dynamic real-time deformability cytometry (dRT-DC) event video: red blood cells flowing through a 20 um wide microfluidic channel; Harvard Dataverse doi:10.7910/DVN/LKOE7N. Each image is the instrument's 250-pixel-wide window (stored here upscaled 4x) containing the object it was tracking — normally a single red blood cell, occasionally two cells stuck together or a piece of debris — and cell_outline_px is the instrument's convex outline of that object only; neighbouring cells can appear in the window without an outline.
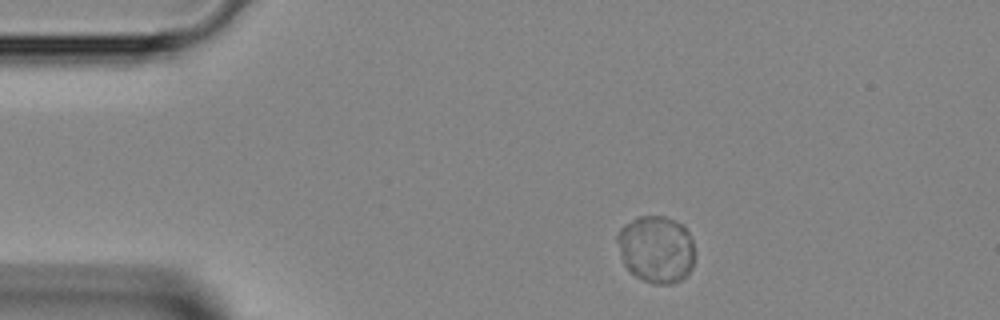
{"species": "Egyptian fruit bat (a non-hibernating species)", "species_latin": "Rousettus aegyptiacus", "temperature_condition": "room temperature", "stored_images_in_passage": 39, "camera_frame_rate_fps": 3000, "um_per_image_px": 0.085, "animal": {"sex": "female"}, "frame": {"image": 1, "passage_image": 1, "time_ms": 0.0, "image_size_px": [1000, 320], "cell_outline_px": [[696, 252], [692, 268], [680, 280], [672, 284], [652, 284], [636, 276], [624, 264], [616, 240], [616, 236], [620, 228], [624, 224], [640, 216], [664, 216], [680, 224], [688, 232], [692, 240]], "centroid_in_image_um": [55.79, 21.18], "position_along_channel_um": 29.2, "area_um2": 30.29}}
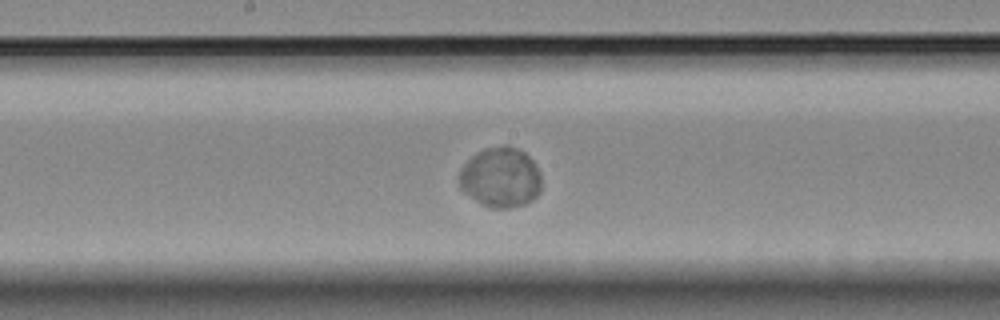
{"frame": {"image": 2, "passage_image": 17, "time_ms": 5.333, "image_size_px": [1000, 320], "cell_outline_px": [[540, 192], [532, 200], [524, 204], [508, 208], [492, 208], [476, 200], [464, 192], [460, 188], [460, 172], [464, 164], [472, 156], [484, 148], [504, 144], [516, 148], [524, 152], [532, 160], [540, 172]], "centroid_in_image_um": [42.56, 15.07], "position_along_channel_um": 205.6, "area_um2": 28.61}}
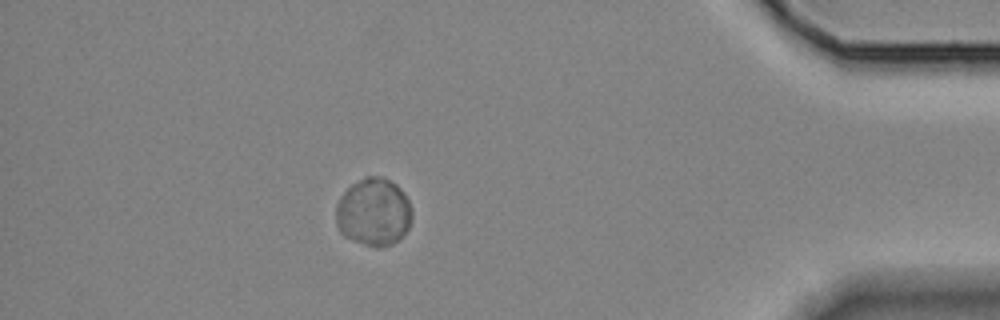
{"frame": {"image": 3, "passage_image": 34, "time_ms": 11.0, "image_size_px": [1000, 320], "cell_outline_px": [[412, 216], [408, 228], [400, 240], [392, 244], [380, 248], [376, 248], [352, 240], [344, 236], [340, 232], [336, 224], [336, 204], [340, 196], [352, 184], [364, 176], [384, 176], [396, 184], [404, 192], [408, 200], [412, 212]], "centroid_in_image_um": [31.76, 18.03], "position_along_channel_um": 403.4, "area_um2": 30.46}}